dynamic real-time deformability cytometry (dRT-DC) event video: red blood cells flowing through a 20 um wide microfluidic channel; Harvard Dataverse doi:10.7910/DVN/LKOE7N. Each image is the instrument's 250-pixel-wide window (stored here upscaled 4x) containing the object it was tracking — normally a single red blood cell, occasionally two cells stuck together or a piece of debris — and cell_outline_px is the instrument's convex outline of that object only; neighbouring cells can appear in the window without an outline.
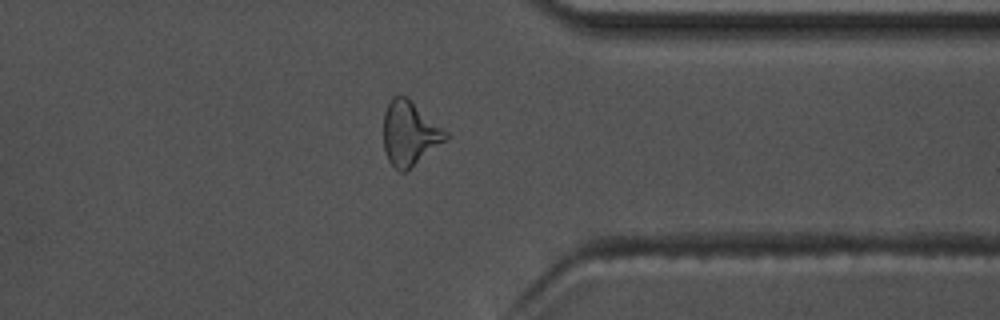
{"species": "common noctule bat (a hibernating species)", "species_latin": "Nyctalus noctula", "temperature_condition": "warm", "stored_images_in_passage": 44, "camera_frame_rate_fps": 3000, "um_per_image_px": 0.085, "animal": {"sex": "male", "body_mass_g": 17.5, "forearm_length_mm": 52.3}, "frame": {"image": 1, "passage_image": 32, "time_ms": 10.333, "image_size_px": [1000, 320], "cell_outline_px": [[448, 140], [404, 172], [400, 172], [388, 160], [384, 148], [384, 112], [392, 96], [408, 96], [448, 132]], "centroid_in_image_um": [34.84, 11.31], "position_along_channel_um": 376.6, "area_um2": 23.35}, "authors_computed_cell_mechanics": {"area_um2": 21.8773, "velocity_mm_per_s": 3.7144, "shape_relaxation_time_tau1_ms": 11.1417, "shape_relaxation_time_tau2_ms": 2.6319, "deformation_change_tau1": 0.2842, "deformation_change_tau2": 0.1293}}